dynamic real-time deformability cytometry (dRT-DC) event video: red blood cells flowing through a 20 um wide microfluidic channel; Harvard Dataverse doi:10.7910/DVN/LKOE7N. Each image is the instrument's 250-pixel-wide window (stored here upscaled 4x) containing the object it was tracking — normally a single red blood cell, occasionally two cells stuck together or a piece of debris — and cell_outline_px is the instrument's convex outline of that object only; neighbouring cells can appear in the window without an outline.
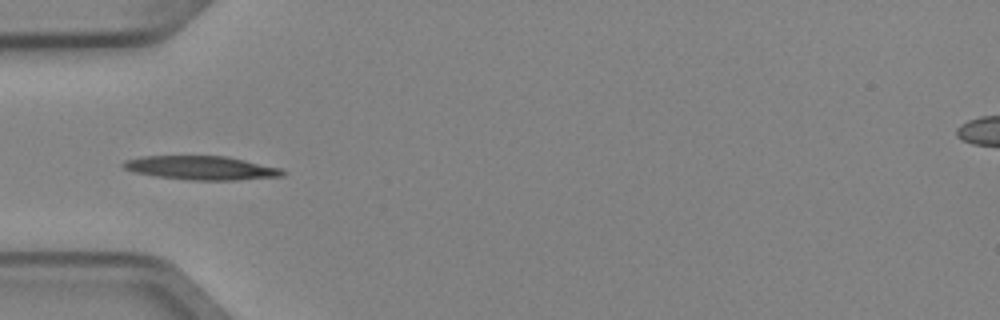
{"species": "Egyptian fruit bat (a non-hibernating species)", "species_latin": "Rousettus aegyptiacus", "temperature_condition": "cold", "stored_images_in_passage": 5, "camera_frame_rate_fps": 3000, "um_per_image_px": 0.085, "animal": {"sex": "female"}, "frame": {"image": 1, "passage_image": 4, "time_ms": 1.0, "image_size_px": [1000, 320], "cell_outline_px": [[288, 172], [284, 176], [236, 180], [192, 180], [156, 176], [132, 172], [124, 168], [120, 164], [124, 160], [144, 156], [228, 156], [284, 168]], "centroid_in_image_um": [17.17, 14.27], "position_along_channel_um": 67.8, "area_um2": 22.43}}
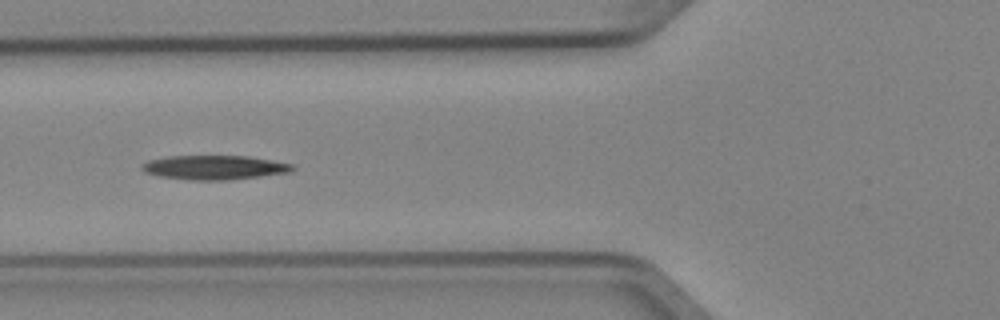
{"frame": {"image": 2, "passage_image": 5, "time_ms": 1.333, "image_size_px": [1000, 320], "cell_outline_px": [[296, 168], [292, 172], [228, 180], [192, 180], [160, 176], [144, 172], [140, 168], [140, 164], [148, 160], [168, 156], [248, 156], [292, 164]], "centroid_in_image_um": [18.2, 14.23], "position_along_channel_um": 107.6, "area_um2": 21.27}}